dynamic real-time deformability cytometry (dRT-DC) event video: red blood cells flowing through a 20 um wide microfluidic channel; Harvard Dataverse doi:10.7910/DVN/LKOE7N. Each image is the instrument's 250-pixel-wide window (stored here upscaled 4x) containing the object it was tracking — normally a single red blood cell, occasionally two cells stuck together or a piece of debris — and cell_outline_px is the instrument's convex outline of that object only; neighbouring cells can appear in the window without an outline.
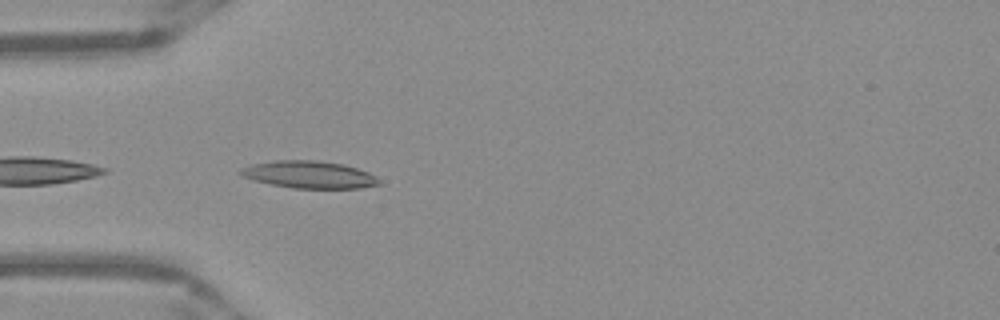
{"species": "Egyptian fruit bat (a non-hibernating species)", "species_latin": "Rousettus aegyptiacus", "temperature_condition": "warm", "stored_images_in_passage": 10, "camera_frame_rate_fps": 3000, "um_per_image_px": 0.085, "frame": {"image": 1, "passage_image": 2, "time_ms": 0.333, "image_size_px": [1000, 320], "cell_outline_px": [[384, 184], [360, 188], [292, 188], [252, 180], [236, 172], [240, 168], [252, 164], [276, 160], [316, 160], [344, 164], [368, 172], [376, 176]], "centroid_in_image_um": [26.29, 14.84], "position_along_channel_um": 58.7, "area_um2": 22.14}}